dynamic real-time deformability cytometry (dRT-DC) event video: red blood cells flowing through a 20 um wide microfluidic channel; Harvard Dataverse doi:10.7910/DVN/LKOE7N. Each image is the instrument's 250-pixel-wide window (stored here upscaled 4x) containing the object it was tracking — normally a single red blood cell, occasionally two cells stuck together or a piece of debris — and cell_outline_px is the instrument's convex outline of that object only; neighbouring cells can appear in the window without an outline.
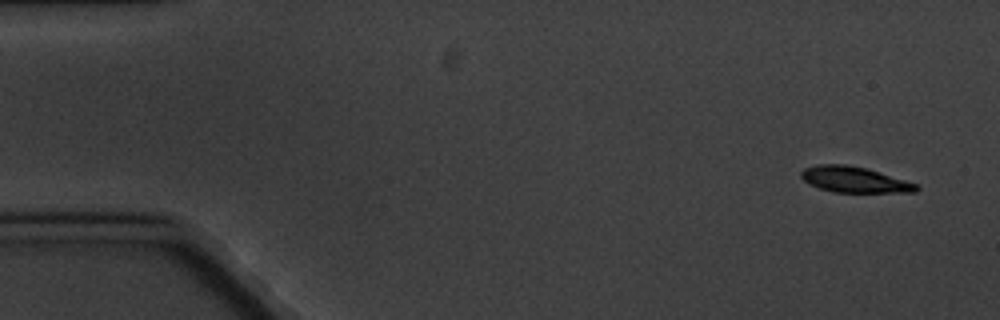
{"species": "common noctule bat (a hibernating species)", "species_latin": "Nyctalus noctula", "temperature_condition": "cold", "stored_images_in_passage": 11, "camera_frame_rate_fps": 3000, "um_per_image_px": 0.085, "animal": {"sex": "male", "body_mass_g": 20.1, "forearm_length_mm": 53.5}, "frame": {"image": 1, "passage_image": 1, "time_ms": 0.0, "image_size_px": [1000, 320], "cell_outline_px": [[920, 188], [916, 192], [832, 192], [820, 188], [804, 180], [800, 176], [800, 172], [804, 168], [816, 164], [848, 164], [868, 168], [916, 184]], "centroid_in_image_um": [72.6, 15.25], "position_along_channel_um": 12.4, "area_um2": 17.28}}
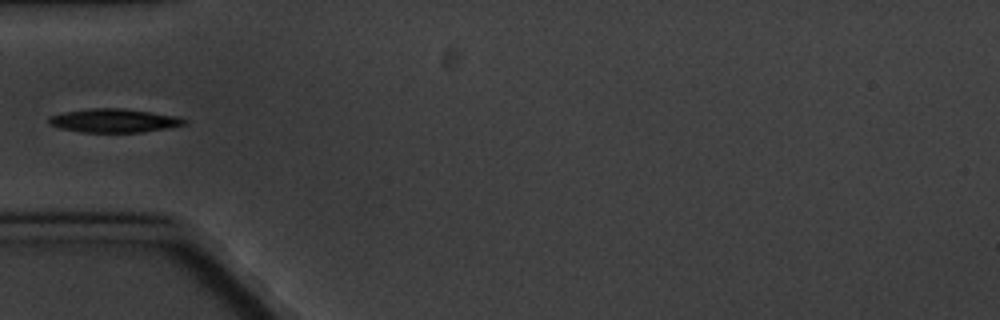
{"frame": {"image": 2, "passage_image": 5, "time_ms": 5.333, "image_size_px": [1000, 320], "cell_outline_px": [[188, 120], [184, 124], [168, 128], [140, 132], [80, 132], [60, 128], [48, 124], [48, 116], [64, 112], [88, 108], [124, 108], [180, 116]], "centroid_in_image_um": [9.68, 10.24], "position_along_channel_um": 75.3, "area_um2": 18.84}}